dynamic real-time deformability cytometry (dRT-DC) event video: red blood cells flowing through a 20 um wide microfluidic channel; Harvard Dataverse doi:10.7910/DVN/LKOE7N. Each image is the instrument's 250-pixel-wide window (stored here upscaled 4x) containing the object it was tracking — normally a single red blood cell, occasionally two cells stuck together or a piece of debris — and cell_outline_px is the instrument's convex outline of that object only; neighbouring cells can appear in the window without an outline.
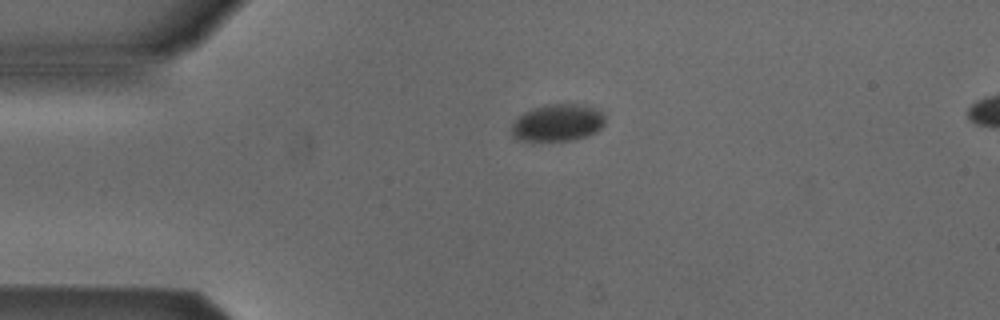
{"species": "Egyptian fruit bat (a non-hibernating species)", "species_latin": "Rousettus aegyptiacus", "temperature_condition": "cold", "stored_images_in_passage": 2, "camera_frame_rate_fps": 3000, "um_per_image_px": 0.085, "animal": {"sex": "male"}, "frame": {"image": 1, "passage_image": 1, "time_ms": 0.0, "image_size_px": [1000, 320], "cell_outline_px": [[604, 124], [596, 132], [588, 136], [572, 140], [532, 144], [520, 140], [512, 136], [508, 132], [512, 124], [524, 112], [532, 108], [544, 104], [576, 104], [592, 108], [600, 112], [604, 116]], "centroid_in_image_um": [47.3, 10.49], "position_along_channel_um": 37.7, "area_um2": 20.87}}